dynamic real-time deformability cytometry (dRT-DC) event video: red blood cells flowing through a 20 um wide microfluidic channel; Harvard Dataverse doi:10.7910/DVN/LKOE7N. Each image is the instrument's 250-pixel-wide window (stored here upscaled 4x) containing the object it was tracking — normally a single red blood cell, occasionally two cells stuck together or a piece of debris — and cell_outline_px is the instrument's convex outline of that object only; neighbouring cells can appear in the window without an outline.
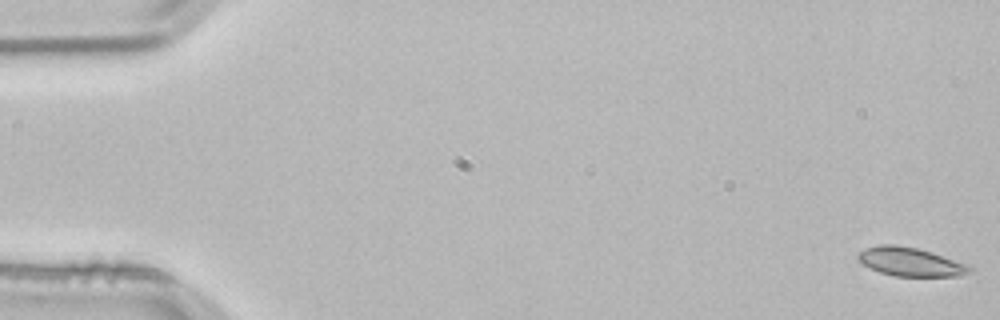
{"species": "common noctule bat (a hibernating species)", "species_latin": "Nyctalus noctula", "temperature_condition": "room temperature", "stored_images_in_passage": 12, "camera_frame_rate_fps": 3000, "um_per_image_px": 0.085, "animal": {"sex": "male", "body_mass_g": 21.5, "forearm_length_mm": 52.0}, "frame": {"image": 1, "passage_image": 1, "time_ms": 0.0, "image_size_px": [1000, 320], "cell_outline_px": [[972, 272], [960, 276], [896, 276], [880, 272], [856, 260], [856, 256], [864, 248], [880, 244], [896, 244], [916, 248], [932, 252], [972, 264]], "centroid_in_image_um": [77.44, 22.25], "position_along_channel_um": 7.6, "area_um2": 18.96}}